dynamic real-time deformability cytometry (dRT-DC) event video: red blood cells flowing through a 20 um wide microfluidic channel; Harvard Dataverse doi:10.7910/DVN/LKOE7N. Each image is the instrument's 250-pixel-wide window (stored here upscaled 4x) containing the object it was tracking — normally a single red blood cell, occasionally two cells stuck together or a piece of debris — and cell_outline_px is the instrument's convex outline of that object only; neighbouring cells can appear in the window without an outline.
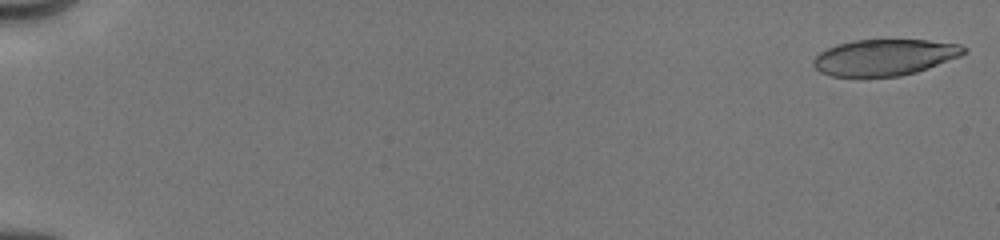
{"species": "human", "species_latin": "Homo sapiens", "temperature_condition": "cold", "stored_images_in_passage": 15, "camera_frame_rate_fps": 3000, "um_per_image_px": 0.085, "donor": {"sex": "male"}, "frame": {"image": 1, "passage_image": 1, "time_ms": 0.0, "image_size_px": [1000, 240], "cell_outline_px": [[968, 52], [960, 56], [928, 68], [916, 72], [900, 76], [832, 76], [820, 72], [812, 64], [812, 60], [820, 52], [836, 44], [852, 40], [928, 40], [960, 44], [968, 48]], "centroid_in_image_um": [75.2, 4.86], "position_along_channel_um": 9.8, "area_um2": 31.79}}
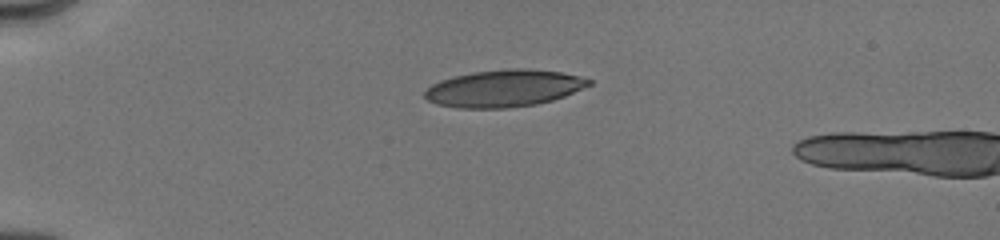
{"frame": {"image": 2, "passage_image": 13, "time_ms": 4.333, "image_size_px": [1000, 240], "cell_outline_px": [[592, 84], [564, 96], [552, 100], [536, 104], [508, 108], [456, 108], [436, 104], [428, 100], [424, 96], [424, 92], [432, 84], [440, 80], [452, 76], [472, 72], [508, 68], [528, 68], [560, 72], [580, 76], [592, 80]], "centroid_in_image_um": [42.82, 7.5], "position_along_channel_um": 42.2, "area_um2": 35.6}}